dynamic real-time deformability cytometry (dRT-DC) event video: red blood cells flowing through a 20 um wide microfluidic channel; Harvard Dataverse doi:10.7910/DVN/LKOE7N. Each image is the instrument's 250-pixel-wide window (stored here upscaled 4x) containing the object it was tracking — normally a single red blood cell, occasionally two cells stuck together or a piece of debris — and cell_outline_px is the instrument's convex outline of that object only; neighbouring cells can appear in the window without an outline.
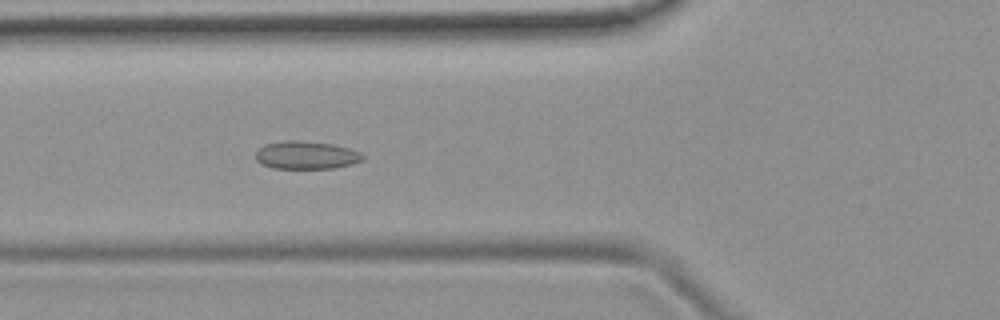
{"species": "common noctule bat (a hibernating species)", "species_latin": "Nyctalus noctula", "temperature_condition": "room temperature", "stored_images_in_passage": 52, "camera_frame_rate_fps": 3000, "um_per_image_px": 0.085, "animal": {"sex": "female", "body_mass_g": 19.9}, "frame": {"image": 1, "passage_image": 19, "time_ms": 6.0, "image_size_px": [1000, 320], "cell_outline_px": [[364, 160], [352, 164], [332, 168], [272, 168], [260, 164], [256, 160], [256, 152], [264, 144], [284, 140], [300, 140], [332, 144], [348, 148], [360, 152], [364, 156]], "centroid_in_image_um": [26.01, 13.18], "position_along_channel_um": 99.8, "area_um2": 17.51}}
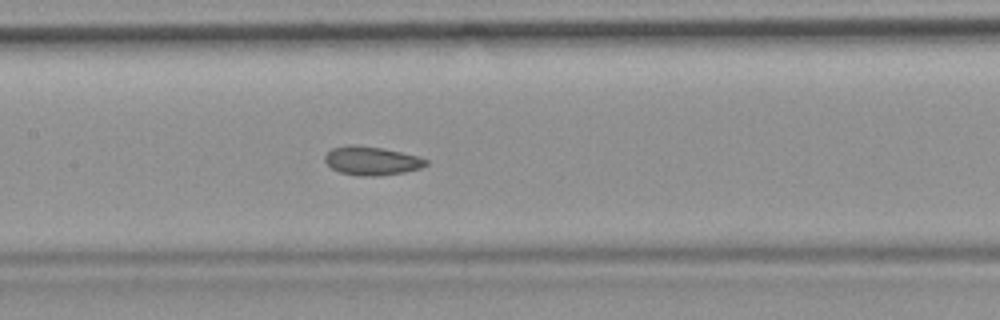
{"frame": {"image": 2, "passage_image": 25, "time_ms": 8.0, "image_size_px": [1000, 320], "cell_outline_px": [[428, 164], [420, 168], [404, 172], [380, 176], [360, 176], [340, 172], [332, 168], [324, 160], [324, 156], [332, 148], [344, 144], [356, 144], [384, 148], [416, 156], [428, 160]], "centroid_in_image_um": [31.56, 13.65], "position_along_channel_um": 175.8, "area_um2": 16.99}}
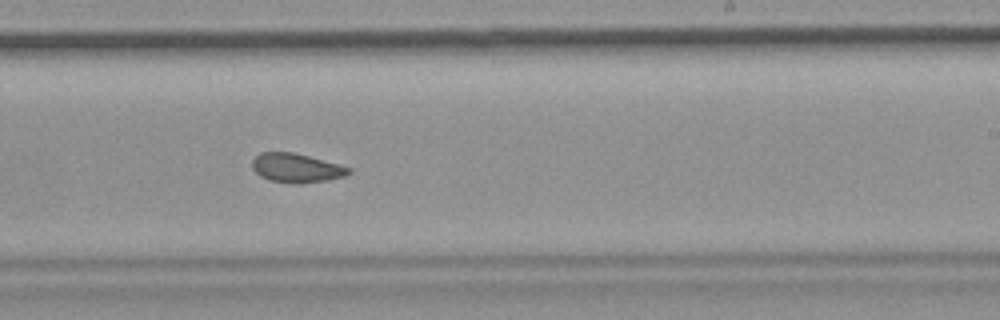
{"frame": {"image": 3, "passage_image": 32, "time_ms": 10.333, "image_size_px": [1000, 320], "cell_outline_px": [[352, 172], [344, 176], [328, 180], [300, 184], [296, 184], [268, 180], [260, 176], [252, 168], [252, 160], [260, 152], [292, 152], [308, 156], [352, 168]], "centroid_in_image_um": [25.18, 14.29], "position_along_channel_um": 263.8, "area_um2": 16.36}, "authors_computed_cell_mechanics": {"area_um2": 17.3689, "velocity_mm_per_s": 3.7879, "shape_relaxation_time_tau1_ms": null, "shape_relaxation_time_tau2_ms": 2.3247, "deformation_change_tau1": null, "deformation_change_tau2": 0.075}}